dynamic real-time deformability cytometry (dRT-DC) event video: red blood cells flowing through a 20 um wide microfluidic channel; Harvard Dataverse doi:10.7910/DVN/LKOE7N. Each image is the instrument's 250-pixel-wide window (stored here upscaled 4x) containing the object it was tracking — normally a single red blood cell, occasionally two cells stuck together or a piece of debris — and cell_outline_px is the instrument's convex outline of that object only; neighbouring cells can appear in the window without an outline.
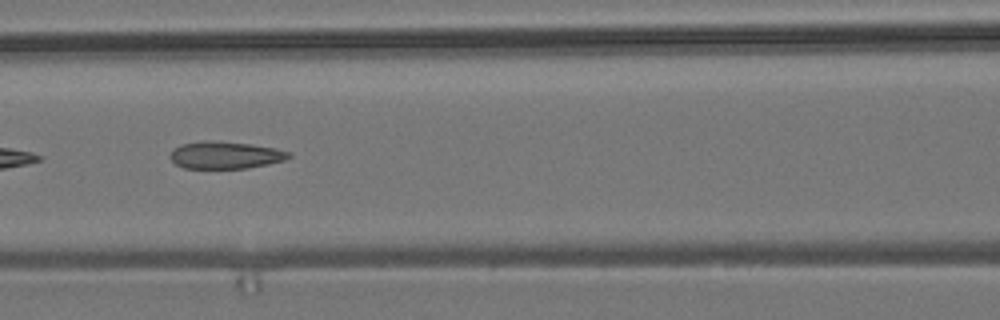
{"species": "common noctule bat (a hibernating species)", "species_latin": "Nyctalus noctula", "temperature_condition": "room temperature", "stored_images_in_passage": 14, "camera_frame_rate_fps": 3000, "um_per_image_px": 0.085, "animal": {"sex": "male", "body_mass_g": 19.2, "forearm_length_mm": 51.8}, "frame": {"image": 1, "passage_image": 7, "time_ms": 7.667, "image_size_px": [1000, 320], "cell_outline_px": [[292, 156], [284, 160], [268, 164], [248, 168], [184, 168], [176, 164], [168, 156], [172, 148], [180, 144], [204, 140], [216, 140], [252, 144], [276, 148], [292, 152]], "centroid_in_image_um": [19.14, 13.16], "position_along_channel_um": 147.5, "area_um2": 19.19}}
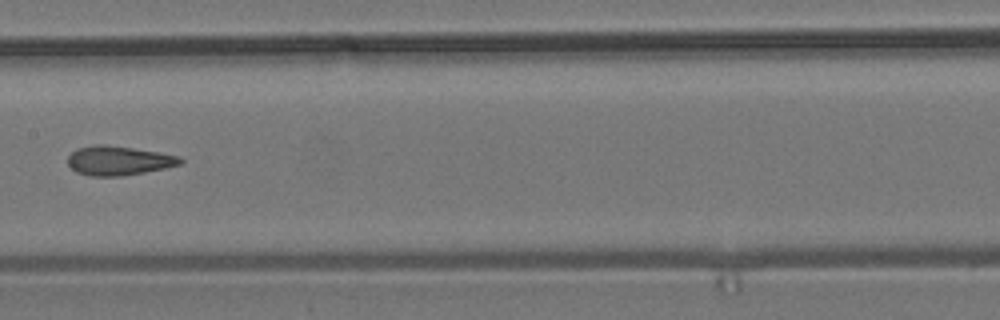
{"frame": {"image": 2, "passage_image": 8, "time_ms": 9.0, "image_size_px": [1000, 320], "cell_outline_px": [[184, 160], [180, 164], [164, 168], [144, 172], [120, 176], [88, 176], [76, 172], [68, 164], [68, 156], [76, 148], [96, 144], [104, 144], [132, 148], [180, 156]], "centroid_in_image_um": [10.04, 13.65], "position_along_channel_um": 197.4, "area_um2": 19.07}}
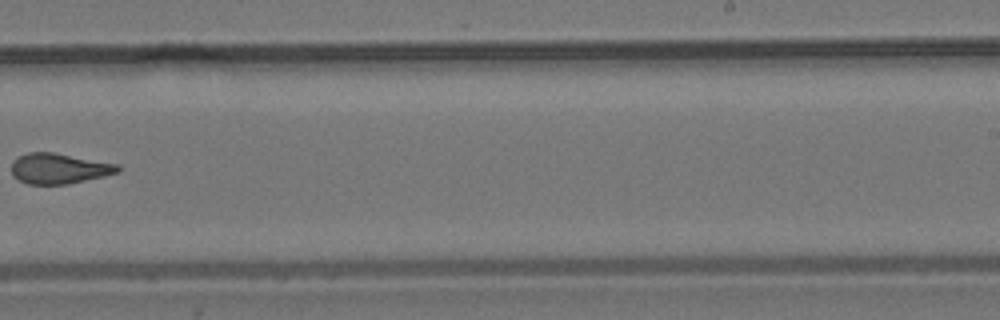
{"frame": {"image": 3, "passage_image": 10, "time_ms": 11.333, "image_size_px": [1000, 320], "cell_outline_px": [[120, 172], [104, 176], [68, 184], [28, 184], [12, 176], [12, 160], [16, 156], [28, 152], [52, 152], [120, 164]], "centroid_in_image_um": [5.01, 14.31], "position_along_channel_um": 284.0, "area_um2": 19.02}, "authors_computed_cell_mechanics": {"area_um2": 19.0451, "velocity_mm_per_s": 3.7491, "shape_relaxation_time_tau1_ms": 2.7948, "shape_relaxation_time_tau2_ms": 1.7602, "deformation_change_tau1": 0.1153, "deformation_change_tau2": 0.1201}}